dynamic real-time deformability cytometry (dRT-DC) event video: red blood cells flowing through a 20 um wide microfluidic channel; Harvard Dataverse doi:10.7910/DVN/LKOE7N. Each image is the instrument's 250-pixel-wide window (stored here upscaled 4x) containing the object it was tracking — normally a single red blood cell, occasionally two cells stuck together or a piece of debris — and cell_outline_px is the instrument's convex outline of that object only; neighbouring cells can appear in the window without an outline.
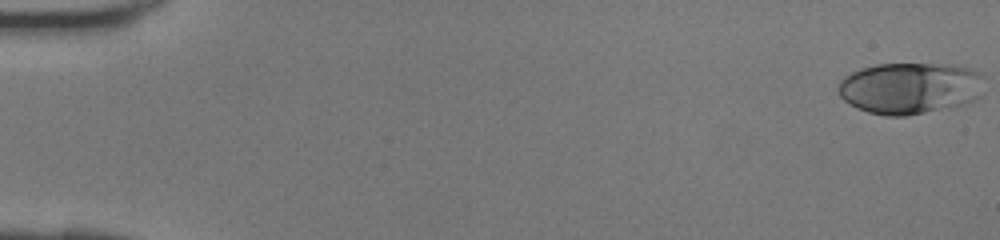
{"species": "human", "species_latin": "Homo sapiens", "temperature_condition": "room temperature", "stored_images_in_passage": 43, "camera_frame_rate_fps": 3000, "um_per_image_px": 0.085, "donor": {"sex": "female"}, "frame": {"image": 1, "passage_image": 1, "time_ms": 0.0, "image_size_px": [1000, 240], "cell_outline_px": [[984, 76], [980, 96], [964, 104], [904, 116], [888, 116], [868, 112], [856, 108], [844, 100], [840, 96], [836, 88], [840, 80], [844, 76], [860, 68], [876, 64], [948, 64], [968, 68], [980, 72]], "centroid_in_image_um": [77.32, 7.48], "position_along_channel_um": 7.7, "area_um2": 43.99}}
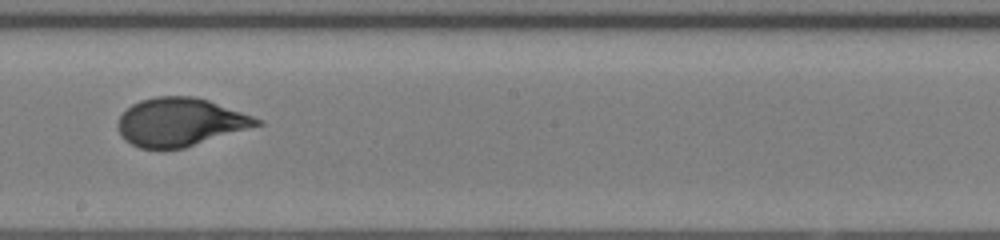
{"frame": {"image": 2, "passage_image": 25, "time_ms": 8.0, "image_size_px": [1000, 240], "cell_outline_px": [[264, 124], [184, 148], [140, 148], [124, 140], [116, 124], [120, 116], [132, 104], [140, 100], [156, 96], [192, 96], [208, 100], [264, 120]], "centroid_in_image_um": [15.32, 10.37], "position_along_channel_um": 232.9, "area_um2": 38.9}}
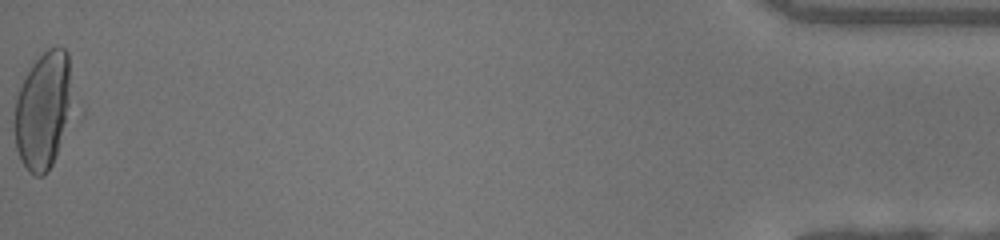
{"frame": {"image": 3, "passage_image": 43, "time_ms": 14.0, "image_size_px": [1000, 240], "cell_outline_px": [[76, 112], [52, 164], [48, 172], [44, 176], [36, 176], [28, 172], [20, 160], [16, 148], [12, 128], [12, 120], [16, 96], [32, 64], [48, 48], [56, 44], [64, 48], [68, 52]], "centroid_in_image_um": [3.73, 9.4], "position_along_channel_um": 431.5, "area_um2": 41.73}}